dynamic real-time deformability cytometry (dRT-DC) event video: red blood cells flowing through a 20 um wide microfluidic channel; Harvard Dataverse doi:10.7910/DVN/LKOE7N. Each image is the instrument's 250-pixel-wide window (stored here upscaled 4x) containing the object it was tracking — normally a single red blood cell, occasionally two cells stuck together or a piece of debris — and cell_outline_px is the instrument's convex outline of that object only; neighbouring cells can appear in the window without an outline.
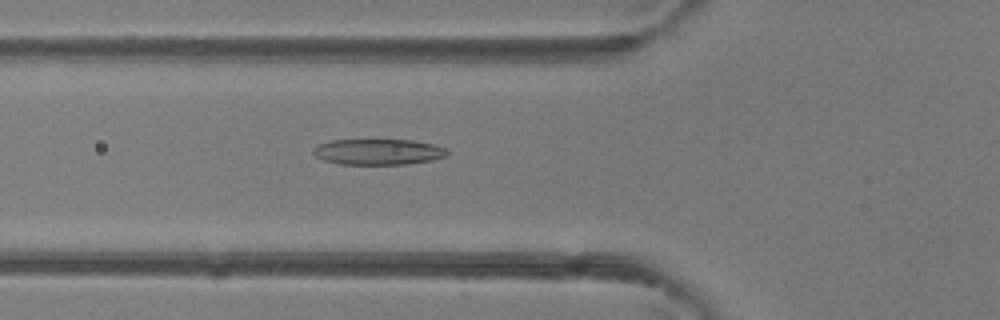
{"species": "common noctule bat (a hibernating species)", "species_latin": "Nyctalus noctula", "temperature_condition": "room temperature", "stored_images_in_passage": 34, "camera_frame_rate_fps": 3000, "um_per_image_px": 0.085, "animal": {"sex": "female"}, "frame": {"image": 1, "passage_image": 3, "time_ms": 0.667, "image_size_px": [1000, 320], "cell_outline_px": [[448, 152], [444, 156], [432, 160], [404, 164], [340, 164], [324, 160], [316, 156], [312, 152], [312, 148], [320, 144], [332, 140], [412, 140], [432, 144], [448, 148]], "centroid_in_image_um": [32.14, 12.9], "position_along_channel_um": 93.7, "area_um2": 20.0}}
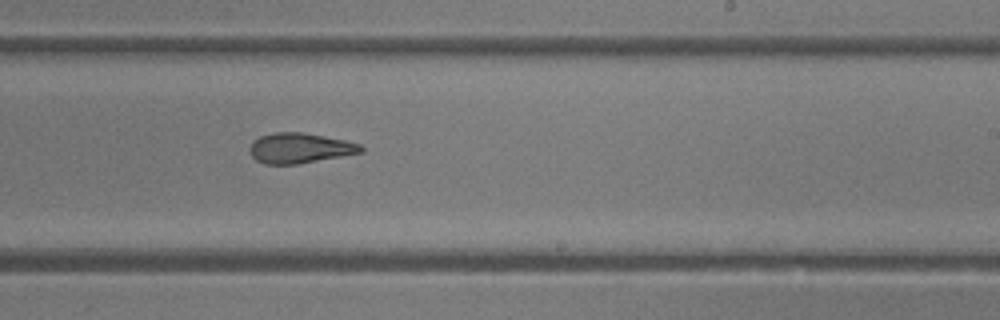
{"frame": {"image": 2, "passage_image": 15, "time_ms": 4.667, "image_size_px": [1000, 320], "cell_outline_px": [[364, 152], [296, 164], [264, 164], [256, 160], [252, 156], [252, 144], [260, 136], [276, 132], [300, 132], [324, 136], [344, 140], [360, 144], [364, 148]], "centroid_in_image_um": [25.52, 12.59], "position_along_channel_um": 263.5, "area_um2": 19.19}}
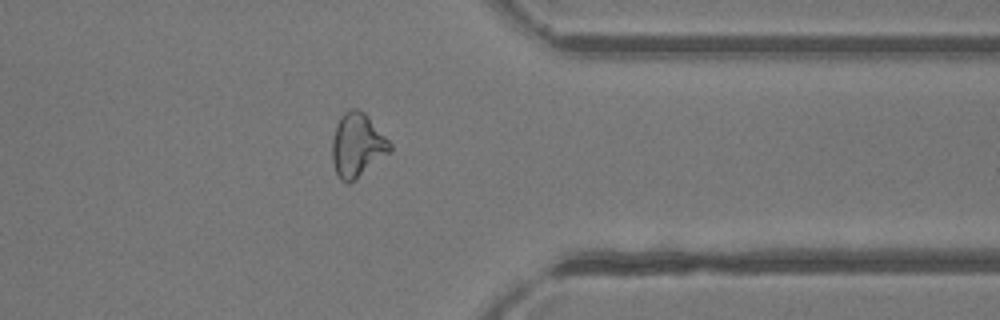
{"frame": {"image": 3, "passage_image": 24, "time_ms": 7.667, "image_size_px": [1000, 320], "cell_outline_px": [[392, 152], [352, 184], [348, 184], [340, 180], [336, 172], [332, 160], [332, 140], [336, 124], [340, 116], [348, 108], [356, 108], [364, 112], [368, 116], [392, 144]], "centroid_in_image_um": [30.38, 12.38], "position_along_channel_um": 381.0, "area_um2": 22.08}, "authors_computed_cell_mechanics": {"area_um2": 20.3745, "velocity_mm_per_s": 4.2213, "shape_relaxation_time_tau1_ms": 7.8353, "shape_relaxation_time_tau2_ms": 2.2802, "deformation_change_tau1": 0.2505, "deformation_change_tau2": 0.1172}}